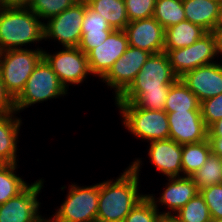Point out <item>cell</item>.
Wrapping results in <instances>:
<instances>
[{"label": "cell", "instance_id": "obj_42", "mask_svg": "<svg viewBox=\"0 0 222 222\" xmlns=\"http://www.w3.org/2000/svg\"><path fill=\"white\" fill-rule=\"evenodd\" d=\"M40 222H52L50 219H48V218H43Z\"/></svg>", "mask_w": 222, "mask_h": 222}, {"label": "cell", "instance_id": "obj_7", "mask_svg": "<svg viewBox=\"0 0 222 222\" xmlns=\"http://www.w3.org/2000/svg\"><path fill=\"white\" fill-rule=\"evenodd\" d=\"M66 200L56 210L52 222H96L99 202V183L91 186H69Z\"/></svg>", "mask_w": 222, "mask_h": 222}, {"label": "cell", "instance_id": "obj_1", "mask_svg": "<svg viewBox=\"0 0 222 222\" xmlns=\"http://www.w3.org/2000/svg\"><path fill=\"white\" fill-rule=\"evenodd\" d=\"M177 79L165 51L150 54L133 83L115 103H133L139 108L164 110L171 84Z\"/></svg>", "mask_w": 222, "mask_h": 222}, {"label": "cell", "instance_id": "obj_24", "mask_svg": "<svg viewBox=\"0 0 222 222\" xmlns=\"http://www.w3.org/2000/svg\"><path fill=\"white\" fill-rule=\"evenodd\" d=\"M86 3L114 30H124L129 23L124 0H86Z\"/></svg>", "mask_w": 222, "mask_h": 222}, {"label": "cell", "instance_id": "obj_25", "mask_svg": "<svg viewBox=\"0 0 222 222\" xmlns=\"http://www.w3.org/2000/svg\"><path fill=\"white\" fill-rule=\"evenodd\" d=\"M211 153L208 138L198 143L182 145V176L191 177L203 166Z\"/></svg>", "mask_w": 222, "mask_h": 222}, {"label": "cell", "instance_id": "obj_22", "mask_svg": "<svg viewBox=\"0 0 222 222\" xmlns=\"http://www.w3.org/2000/svg\"><path fill=\"white\" fill-rule=\"evenodd\" d=\"M207 33L201 26L186 19L165 29L164 49H179L190 46Z\"/></svg>", "mask_w": 222, "mask_h": 222}, {"label": "cell", "instance_id": "obj_34", "mask_svg": "<svg viewBox=\"0 0 222 222\" xmlns=\"http://www.w3.org/2000/svg\"><path fill=\"white\" fill-rule=\"evenodd\" d=\"M200 109L205 126L209 128L222 118V93L200 102Z\"/></svg>", "mask_w": 222, "mask_h": 222}, {"label": "cell", "instance_id": "obj_4", "mask_svg": "<svg viewBox=\"0 0 222 222\" xmlns=\"http://www.w3.org/2000/svg\"><path fill=\"white\" fill-rule=\"evenodd\" d=\"M36 49L18 48L0 52L1 80L13 100L23 90L34 68L43 58V49Z\"/></svg>", "mask_w": 222, "mask_h": 222}, {"label": "cell", "instance_id": "obj_3", "mask_svg": "<svg viewBox=\"0 0 222 222\" xmlns=\"http://www.w3.org/2000/svg\"><path fill=\"white\" fill-rule=\"evenodd\" d=\"M29 8L0 7V52L44 40V22Z\"/></svg>", "mask_w": 222, "mask_h": 222}, {"label": "cell", "instance_id": "obj_16", "mask_svg": "<svg viewBox=\"0 0 222 222\" xmlns=\"http://www.w3.org/2000/svg\"><path fill=\"white\" fill-rule=\"evenodd\" d=\"M199 102L222 93V63L200 66L180 77Z\"/></svg>", "mask_w": 222, "mask_h": 222}, {"label": "cell", "instance_id": "obj_9", "mask_svg": "<svg viewBox=\"0 0 222 222\" xmlns=\"http://www.w3.org/2000/svg\"><path fill=\"white\" fill-rule=\"evenodd\" d=\"M84 13L85 1H78L59 15L49 18L44 23V39L57 40L63 47H78Z\"/></svg>", "mask_w": 222, "mask_h": 222}, {"label": "cell", "instance_id": "obj_39", "mask_svg": "<svg viewBox=\"0 0 222 222\" xmlns=\"http://www.w3.org/2000/svg\"><path fill=\"white\" fill-rule=\"evenodd\" d=\"M156 222H178L174 215H163L161 214Z\"/></svg>", "mask_w": 222, "mask_h": 222}, {"label": "cell", "instance_id": "obj_18", "mask_svg": "<svg viewBox=\"0 0 222 222\" xmlns=\"http://www.w3.org/2000/svg\"><path fill=\"white\" fill-rule=\"evenodd\" d=\"M150 162L166 177L182 176V145L170 138L149 142Z\"/></svg>", "mask_w": 222, "mask_h": 222}, {"label": "cell", "instance_id": "obj_5", "mask_svg": "<svg viewBox=\"0 0 222 222\" xmlns=\"http://www.w3.org/2000/svg\"><path fill=\"white\" fill-rule=\"evenodd\" d=\"M67 91L51 66L42 58L25 83L23 90L14 99L15 112L19 113L38 102L42 103L64 96L68 94Z\"/></svg>", "mask_w": 222, "mask_h": 222}, {"label": "cell", "instance_id": "obj_32", "mask_svg": "<svg viewBox=\"0 0 222 222\" xmlns=\"http://www.w3.org/2000/svg\"><path fill=\"white\" fill-rule=\"evenodd\" d=\"M199 193L208 206L212 221H222V184L205 187Z\"/></svg>", "mask_w": 222, "mask_h": 222}, {"label": "cell", "instance_id": "obj_37", "mask_svg": "<svg viewBox=\"0 0 222 222\" xmlns=\"http://www.w3.org/2000/svg\"><path fill=\"white\" fill-rule=\"evenodd\" d=\"M208 138H222V118L208 128Z\"/></svg>", "mask_w": 222, "mask_h": 222}, {"label": "cell", "instance_id": "obj_19", "mask_svg": "<svg viewBox=\"0 0 222 222\" xmlns=\"http://www.w3.org/2000/svg\"><path fill=\"white\" fill-rule=\"evenodd\" d=\"M113 30L106 19L85 1V13L81 26L82 37L78 48L87 54L92 48L102 44Z\"/></svg>", "mask_w": 222, "mask_h": 222}, {"label": "cell", "instance_id": "obj_20", "mask_svg": "<svg viewBox=\"0 0 222 222\" xmlns=\"http://www.w3.org/2000/svg\"><path fill=\"white\" fill-rule=\"evenodd\" d=\"M221 0H182L187 21L207 32L217 31Z\"/></svg>", "mask_w": 222, "mask_h": 222}, {"label": "cell", "instance_id": "obj_26", "mask_svg": "<svg viewBox=\"0 0 222 222\" xmlns=\"http://www.w3.org/2000/svg\"><path fill=\"white\" fill-rule=\"evenodd\" d=\"M17 166L18 164L0 165V204L16 197L29 185L19 175H16Z\"/></svg>", "mask_w": 222, "mask_h": 222}, {"label": "cell", "instance_id": "obj_27", "mask_svg": "<svg viewBox=\"0 0 222 222\" xmlns=\"http://www.w3.org/2000/svg\"><path fill=\"white\" fill-rule=\"evenodd\" d=\"M153 17L164 29L185 20L182 0H155Z\"/></svg>", "mask_w": 222, "mask_h": 222}, {"label": "cell", "instance_id": "obj_23", "mask_svg": "<svg viewBox=\"0 0 222 222\" xmlns=\"http://www.w3.org/2000/svg\"><path fill=\"white\" fill-rule=\"evenodd\" d=\"M186 110H201L200 102L196 95L178 78L171 84L165 101L164 111L170 113Z\"/></svg>", "mask_w": 222, "mask_h": 222}, {"label": "cell", "instance_id": "obj_30", "mask_svg": "<svg viewBox=\"0 0 222 222\" xmlns=\"http://www.w3.org/2000/svg\"><path fill=\"white\" fill-rule=\"evenodd\" d=\"M79 0H32L28 7L40 20H47L59 15L75 5Z\"/></svg>", "mask_w": 222, "mask_h": 222}, {"label": "cell", "instance_id": "obj_29", "mask_svg": "<svg viewBox=\"0 0 222 222\" xmlns=\"http://www.w3.org/2000/svg\"><path fill=\"white\" fill-rule=\"evenodd\" d=\"M174 216L178 222H213L200 193L189 200Z\"/></svg>", "mask_w": 222, "mask_h": 222}, {"label": "cell", "instance_id": "obj_12", "mask_svg": "<svg viewBox=\"0 0 222 222\" xmlns=\"http://www.w3.org/2000/svg\"><path fill=\"white\" fill-rule=\"evenodd\" d=\"M44 179L29 184L16 197L0 204V222H40L38 195L43 189Z\"/></svg>", "mask_w": 222, "mask_h": 222}, {"label": "cell", "instance_id": "obj_38", "mask_svg": "<svg viewBox=\"0 0 222 222\" xmlns=\"http://www.w3.org/2000/svg\"><path fill=\"white\" fill-rule=\"evenodd\" d=\"M208 140L211 146L212 154L222 158V138H208Z\"/></svg>", "mask_w": 222, "mask_h": 222}, {"label": "cell", "instance_id": "obj_33", "mask_svg": "<svg viewBox=\"0 0 222 222\" xmlns=\"http://www.w3.org/2000/svg\"><path fill=\"white\" fill-rule=\"evenodd\" d=\"M129 22L153 17L155 0H124Z\"/></svg>", "mask_w": 222, "mask_h": 222}, {"label": "cell", "instance_id": "obj_11", "mask_svg": "<svg viewBox=\"0 0 222 222\" xmlns=\"http://www.w3.org/2000/svg\"><path fill=\"white\" fill-rule=\"evenodd\" d=\"M149 56V52L129 46L101 79L107 86L115 90V100L133 83Z\"/></svg>", "mask_w": 222, "mask_h": 222}, {"label": "cell", "instance_id": "obj_17", "mask_svg": "<svg viewBox=\"0 0 222 222\" xmlns=\"http://www.w3.org/2000/svg\"><path fill=\"white\" fill-rule=\"evenodd\" d=\"M167 186L159 198H155L153 194H146L153 204L157 207L159 205L167 206L170 211L163 212V215H174L177 213L189 200L194 198L199 189L194 183L192 177H168ZM157 200V201H156Z\"/></svg>", "mask_w": 222, "mask_h": 222}, {"label": "cell", "instance_id": "obj_41", "mask_svg": "<svg viewBox=\"0 0 222 222\" xmlns=\"http://www.w3.org/2000/svg\"><path fill=\"white\" fill-rule=\"evenodd\" d=\"M217 30H222V0L220 2L219 18L217 22Z\"/></svg>", "mask_w": 222, "mask_h": 222}, {"label": "cell", "instance_id": "obj_6", "mask_svg": "<svg viewBox=\"0 0 222 222\" xmlns=\"http://www.w3.org/2000/svg\"><path fill=\"white\" fill-rule=\"evenodd\" d=\"M123 117L124 127L134 135L148 142L169 138V122L164 110L139 108L133 103H115Z\"/></svg>", "mask_w": 222, "mask_h": 222}, {"label": "cell", "instance_id": "obj_13", "mask_svg": "<svg viewBox=\"0 0 222 222\" xmlns=\"http://www.w3.org/2000/svg\"><path fill=\"white\" fill-rule=\"evenodd\" d=\"M129 47L124 30H113L108 38L87 53L90 73L102 79Z\"/></svg>", "mask_w": 222, "mask_h": 222}, {"label": "cell", "instance_id": "obj_14", "mask_svg": "<svg viewBox=\"0 0 222 222\" xmlns=\"http://www.w3.org/2000/svg\"><path fill=\"white\" fill-rule=\"evenodd\" d=\"M169 138L178 144H191L208 138V128L202 119L201 110H186L167 113Z\"/></svg>", "mask_w": 222, "mask_h": 222}, {"label": "cell", "instance_id": "obj_36", "mask_svg": "<svg viewBox=\"0 0 222 222\" xmlns=\"http://www.w3.org/2000/svg\"><path fill=\"white\" fill-rule=\"evenodd\" d=\"M32 0H0L1 8H28Z\"/></svg>", "mask_w": 222, "mask_h": 222}, {"label": "cell", "instance_id": "obj_21", "mask_svg": "<svg viewBox=\"0 0 222 222\" xmlns=\"http://www.w3.org/2000/svg\"><path fill=\"white\" fill-rule=\"evenodd\" d=\"M16 112L0 115V162L17 164V141L22 124Z\"/></svg>", "mask_w": 222, "mask_h": 222}, {"label": "cell", "instance_id": "obj_28", "mask_svg": "<svg viewBox=\"0 0 222 222\" xmlns=\"http://www.w3.org/2000/svg\"><path fill=\"white\" fill-rule=\"evenodd\" d=\"M198 189L222 184V161L217 155L210 154L206 162L191 176Z\"/></svg>", "mask_w": 222, "mask_h": 222}, {"label": "cell", "instance_id": "obj_15", "mask_svg": "<svg viewBox=\"0 0 222 222\" xmlns=\"http://www.w3.org/2000/svg\"><path fill=\"white\" fill-rule=\"evenodd\" d=\"M124 32L129 46L150 54L164 51L165 29L154 17L129 22Z\"/></svg>", "mask_w": 222, "mask_h": 222}, {"label": "cell", "instance_id": "obj_40", "mask_svg": "<svg viewBox=\"0 0 222 222\" xmlns=\"http://www.w3.org/2000/svg\"><path fill=\"white\" fill-rule=\"evenodd\" d=\"M216 35L218 38V54L222 55V30H217Z\"/></svg>", "mask_w": 222, "mask_h": 222}, {"label": "cell", "instance_id": "obj_35", "mask_svg": "<svg viewBox=\"0 0 222 222\" xmlns=\"http://www.w3.org/2000/svg\"><path fill=\"white\" fill-rule=\"evenodd\" d=\"M15 112L14 100L5 91L3 82L0 76V115Z\"/></svg>", "mask_w": 222, "mask_h": 222}, {"label": "cell", "instance_id": "obj_31", "mask_svg": "<svg viewBox=\"0 0 222 222\" xmlns=\"http://www.w3.org/2000/svg\"><path fill=\"white\" fill-rule=\"evenodd\" d=\"M161 214L162 212H159L158 206L156 207L146 195L130 211L123 222H156Z\"/></svg>", "mask_w": 222, "mask_h": 222}, {"label": "cell", "instance_id": "obj_10", "mask_svg": "<svg viewBox=\"0 0 222 222\" xmlns=\"http://www.w3.org/2000/svg\"><path fill=\"white\" fill-rule=\"evenodd\" d=\"M43 58L66 89H69V84L84 83L86 76L91 75L87 54L78 47H64L53 55L43 50Z\"/></svg>", "mask_w": 222, "mask_h": 222}, {"label": "cell", "instance_id": "obj_8", "mask_svg": "<svg viewBox=\"0 0 222 222\" xmlns=\"http://www.w3.org/2000/svg\"><path fill=\"white\" fill-rule=\"evenodd\" d=\"M178 78L203 65L214 63L218 54L216 32H207L194 44L179 49H164Z\"/></svg>", "mask_w": 222, "mask_h": 222}, {"label": "cell", "instance_id": "obj_2", "mask_svg": "<svg viewBox=\"0 0 222 222\" xmlns=\"http://www.w3.org/2000/svg\"><path fill=\"white\" fill-rule=\"evenodd\" d=\"M142 161L134 160L114 181L99 182L96 222H123L146 194L139 192V171Z\"/></svg>", "mask_w": 222, "mask_h": 222}]
</instances>
